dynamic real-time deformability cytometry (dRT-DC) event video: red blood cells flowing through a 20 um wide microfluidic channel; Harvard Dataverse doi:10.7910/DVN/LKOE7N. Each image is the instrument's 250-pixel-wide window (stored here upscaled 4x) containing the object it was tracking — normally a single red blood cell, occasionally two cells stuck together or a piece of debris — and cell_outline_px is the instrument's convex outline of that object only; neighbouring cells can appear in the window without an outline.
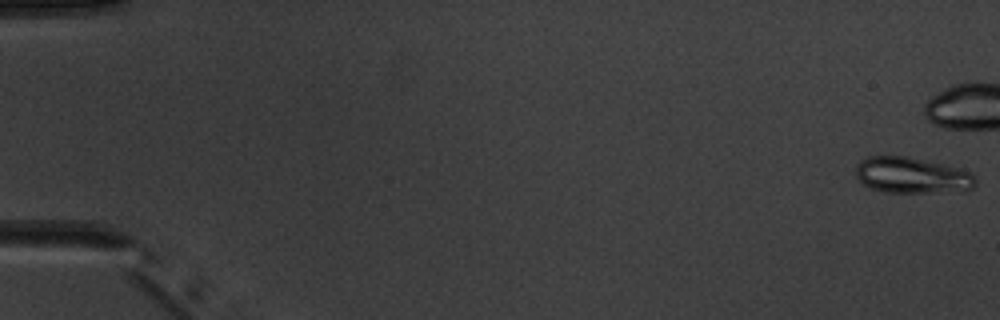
{"species": "common noctule bat (a hibernating species)", "species_latin": "Nyctalus noctula", "temperature_condition": "warm", "stored_images_in_passage": 8, "camera_frame_rate_fps": 3000, "um_per_image_px": 0.085, "animal": {"sex": "male", "body_mass_g": 20.1, "forearm_length_mm": 53.5}, "frame": {"image": 1, "passage_image": 1, "time_ms": 0.0, "image_size_px": [1000, 320], "cell_outline_px": [[976, 188], [968, 192], [884, 192], [872, 188], [864, 184], [856, 176], [856, 164], [860, 160], [868, 156], [908, 156], [964, 168], [972, 172], [976, 176]], "centroid_in_image_um": [77.63, 14.9], "position_along_channel_um": 7.4, "area_um2": 25.84}}
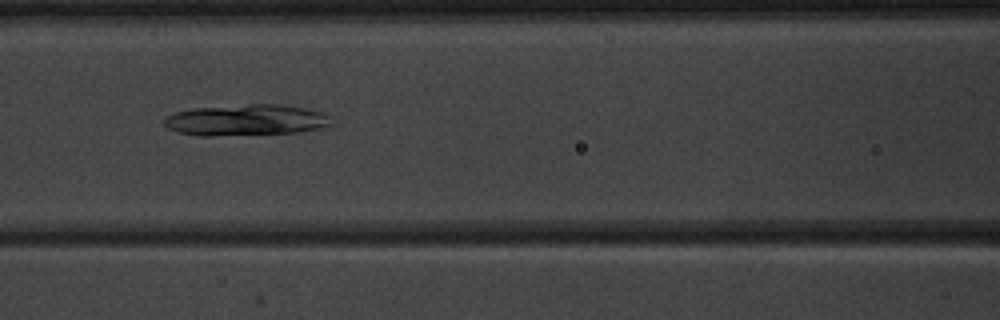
{"frame": {"image": 2, "passage_image": 8, "time_ms": 8.667, "image_size_px": [1000, 320], "cell_outline_px": [[328, 124], [324, 128], [296, 132], [212, 136], [200, 136], [176, 132], [168, 128], [164, 124], [164, 120], [168, 116], [176, 112], [192, 108], [252, 104], [280, 104], [304, 108], [320, 112], [328, 116]], "centroid_in_image_um": [20.85, 10.21], "position_along_channel_um": 145.7, "area_um2": 30.06}}